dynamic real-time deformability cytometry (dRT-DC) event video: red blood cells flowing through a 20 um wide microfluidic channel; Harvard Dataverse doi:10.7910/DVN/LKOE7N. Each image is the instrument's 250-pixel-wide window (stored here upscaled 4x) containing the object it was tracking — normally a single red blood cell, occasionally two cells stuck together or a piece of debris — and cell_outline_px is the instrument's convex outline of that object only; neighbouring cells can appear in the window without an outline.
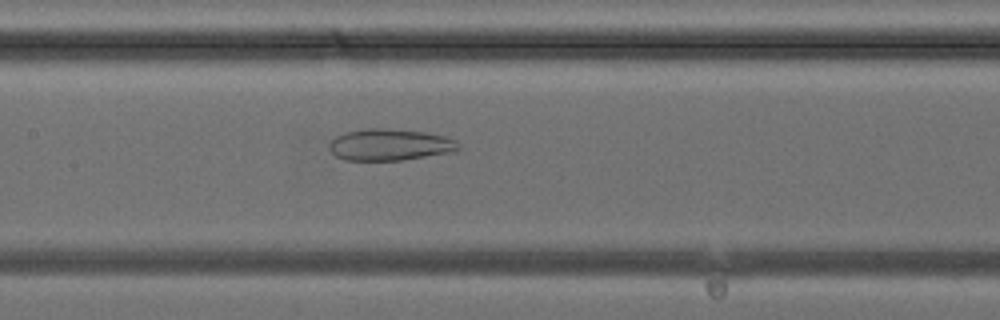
{"species": "common noctule bat (a hibernating species)", "species_latin": "Nyctalus noctula", "temperature_condition": "cold", "stored_images_in_passage": 23, "camera_frame_rate_fps": 3000, "um_per_image_px": 0.085, "animal": {"sex": "female", "body_mass_g": 24.6, "forearm_length_mm": 56.2}, "frame": {"image": 1, "passage_image": 12, "time_ms": 3.667, "image_size_px": [1000, 320], "cell_outline_px": [[460, 148], [456, 152], [404, 160], [344, 160], [336, 156], [332, 152], [328, 144], [336, 136], [344, 132], [368, 128], [384, 128], [428, 132], [444, 136], [456, 140], [460, 144]], "centroid_in_image_um": [33.18, 12.3], "position_along_channel_um": 174.2, "area_um2": 24.1}}